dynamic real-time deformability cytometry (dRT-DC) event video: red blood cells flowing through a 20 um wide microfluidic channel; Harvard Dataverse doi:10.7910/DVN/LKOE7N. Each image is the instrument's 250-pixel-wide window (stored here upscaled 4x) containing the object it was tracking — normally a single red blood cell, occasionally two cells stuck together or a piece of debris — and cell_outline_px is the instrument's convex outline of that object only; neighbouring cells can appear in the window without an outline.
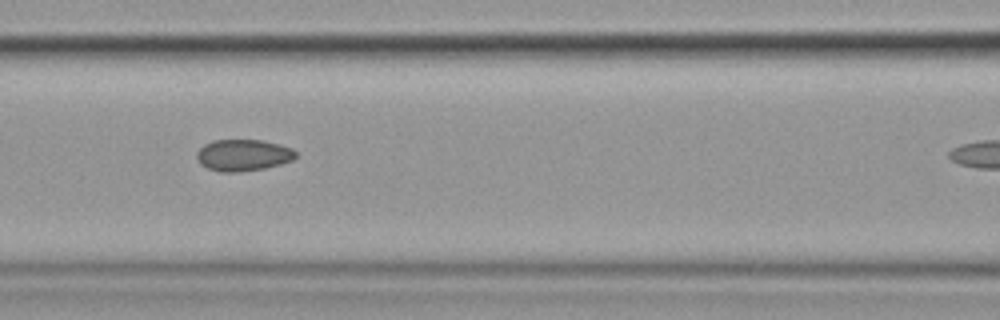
{"species": "common noctule bat (a hibernating species)", "species_latin": "Nyctalus noctula", "temperature_condition": "cold", "stored_images_in_passage": 7, "camera_frame_rate_fps": 3000, "um_per_image_px": 0.085, "animal": {"sex": "female", "body_mass_g": 19.9}, "frame": {"image": 1, "passage_image": 6, "time_ms": 5.667, "image_size_px": [1000, 320], "cell_outline_px": [[296, 156], [292, 160], [280, 164], [264, 168], [236, 172], [220, 172], [208, 168], [200, 164], [196, 160], [196, 152], [204, 144], [212, 140], [264, 140], [280, 144], [292, 148], [296, 152]], "centroid_in_image_um": [20.64, 13.18], "position_along_channel_um": 146.0, "area_um2": 18.32}}